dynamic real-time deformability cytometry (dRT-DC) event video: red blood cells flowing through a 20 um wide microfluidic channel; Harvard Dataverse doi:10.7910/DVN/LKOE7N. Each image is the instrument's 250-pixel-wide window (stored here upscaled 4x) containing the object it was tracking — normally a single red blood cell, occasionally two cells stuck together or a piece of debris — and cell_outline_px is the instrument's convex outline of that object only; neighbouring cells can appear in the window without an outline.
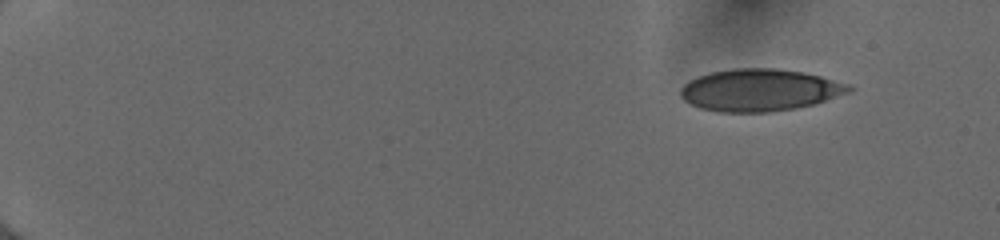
{"species": "human", "species_latin": "Homo sapiens", "temperature_condition": "cold", "stored_images_in_passage": 48, "camera_frame_rate_fps": 3000, "um_per_image_px": 0.085, "donor": {"sex": "female"}, "frame": {"image": 1, "passage_image": 1, "time_ms": 0.0, "image_size_px": [1000, 240], "cell_outline_px": [[856, 88], [852, 92], [816, 104], [796, 108], [768, 112], [720, 112], [700, 108], [684, 100], [680, 96], [680, 88], [688, 80], [696, 76], [712, 72], [732, 68], [776, 68], [804, 72], [852, 84]], "centroid_in_image_um": [64.63, 7.65], "position_along_channel_um": 20.4, "area_um2": 41.91}}
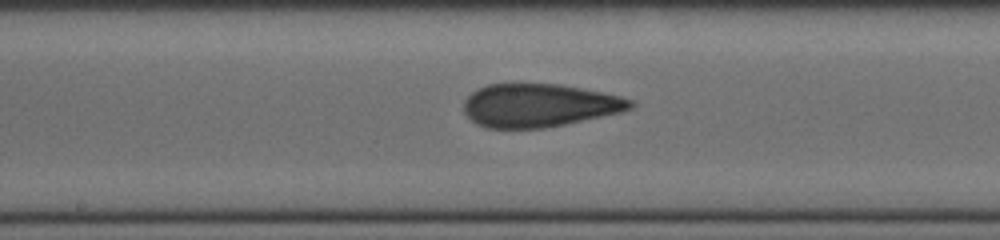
{"frame": {"image": 2, "passage_image": 26, "time_ms": 8.333, "image_size_px": [1000, 240], "cell_outline_px": [[636, 104], [632, 108], [620, 112], [564, 124], [544, 128], [484, 128], [476, 124], [464, 112], [464, 100], [476, 88], [488, 84], [560, 84], [620, 96], [632, 100]], "centroid_in_image_um": [45.79, 8.96], "position_along_channel_um": 202.4, "area_um2": 41.79}}
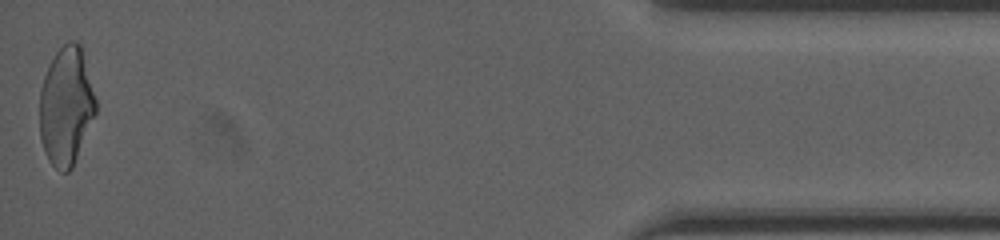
{"frame": {"image": 3, "passage_image": 48, "time_ms": 15.667, "image_size_px": [1000, 240], "cell_outline_px": [[96, 112], [72, 168], [68, 172], [60, 172], [48, 160], [40, 140], [40, 88], [44, 76], [56, 52], [68, 40], [76, 40], [80, 44], [96, 100]], "centroid_in_image_um": [5.61, 9.03], "position_along_channel_um": 429.6, "area_um2": 38.44}, "authors_computed_cell_mechanics": {"area_um2": 41.7027, "velocity_mm_per_s": 4.0157, "shape_relaxation_time_tau1_ms": null, "shape_relaxation_time_tau2_ms": 1.4046, "deformation_change_tau1": null, "deformation_change_tau2": 0.084}}